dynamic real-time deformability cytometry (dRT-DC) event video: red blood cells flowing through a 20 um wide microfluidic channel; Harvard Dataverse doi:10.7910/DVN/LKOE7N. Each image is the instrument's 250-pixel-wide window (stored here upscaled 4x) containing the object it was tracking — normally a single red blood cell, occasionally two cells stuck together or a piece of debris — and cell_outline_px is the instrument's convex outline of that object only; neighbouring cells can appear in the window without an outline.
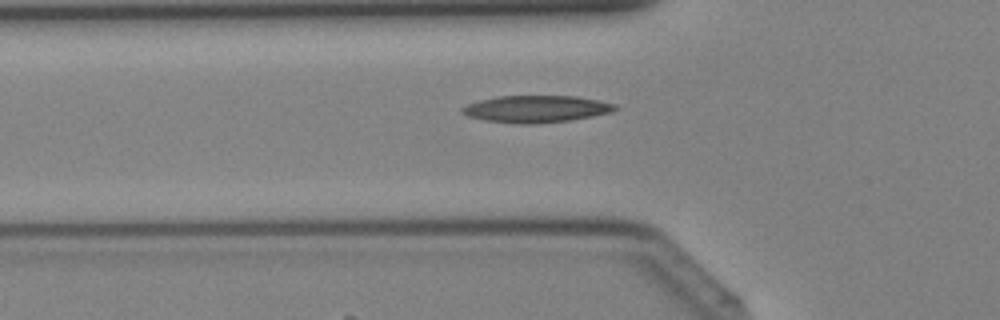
{"species": "Egyptian fruit bat (a non-hibernating species)", "species_latin": "Rousettus aegyptiacus", "temperature_condition": "cold", "stored_images_in_passage": 37, "camera_frame_rate_fps": 3000, "um_per_image_px": 0.085, "animal": {"sex": "female"}, "frame": {"image": 1, "passage_image": 14, "time_ms": 4.333, "image_size_px": [1000, 320], "cell_outline_px": [[620, 108], [612, 112], [572, 120], [540, 124], [512, 124], [484, 120], [468, 116], [460, 112], [460, 108], [468, 104], [480, 100], [500, 96], [576, 96], [616, 104]], "centroid_in_image_um": [45.58, 9.27], "position_along_channel_um": 80.2, "area_um2": 24.28}}
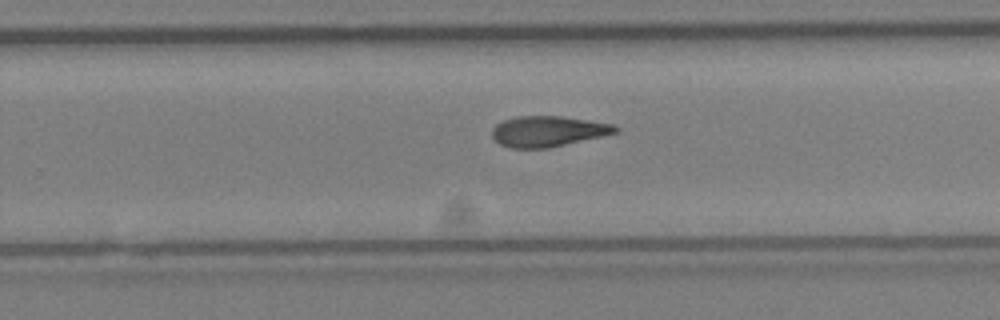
{"frame": {"image": 2, "passage_image": 26, "time_ms": 8.333, "image_size_px": [1000, 320], "cell_outline_px": [[620, 132], [548, 148], [508, 148], [500, 144], [492, 136], [492, 128], [496, 124], [504, 120], [516, 116], [560, 116], [612, 124], [620, 128]], "centroid_in_image_um": [46.57, 11.16], "position_along_channel_um": 283.2, "area_um2": 21.96}}
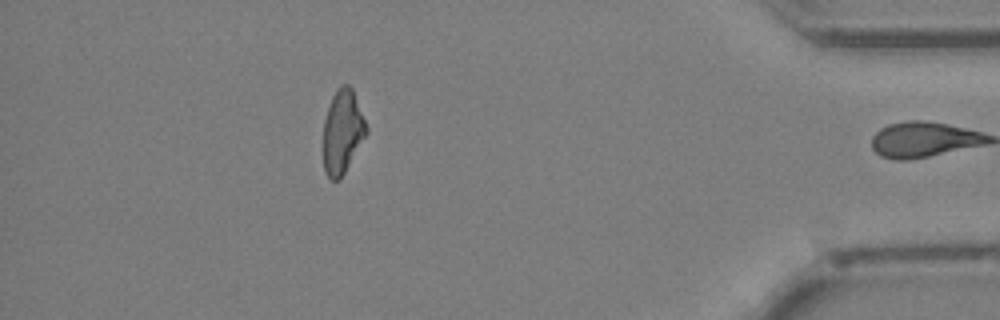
{"frame": {"image": 3, "passage_image": 36, "time_ms": 11.667, "image_size_px": [1000, 320], "cell_outline_px": [[368, 132], [340, 180], [332, 180], [324, 172], [324, 120], [332, 96], [336, 88], [340, 84], [348, 84], [352, 88], [368, 128]], "centroid_in_image_um": [29.11, 11.18], "position_along_channel_um": 406.1, "area_um2": 20.92}}